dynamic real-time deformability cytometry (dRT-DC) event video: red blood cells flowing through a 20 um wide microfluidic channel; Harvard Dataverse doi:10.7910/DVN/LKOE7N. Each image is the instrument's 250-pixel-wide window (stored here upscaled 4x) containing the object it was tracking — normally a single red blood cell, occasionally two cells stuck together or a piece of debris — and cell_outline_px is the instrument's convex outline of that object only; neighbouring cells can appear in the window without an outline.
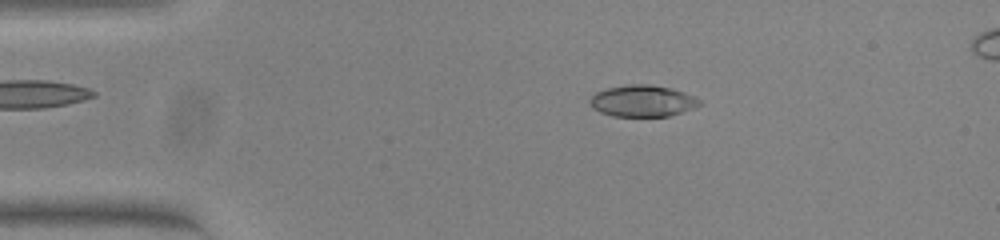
{"species": "common noctule bat (a hibernating species)", "species_latin": "Nyctalus noctula", "temperature_condition": "warm", "stored_images_in_passage": 54, "camera_frame_rate_fps": 3000, "um_per_image_px": 0.085, "animal": {"sex": "female", "body_mass_g": 23.0, "forearm_length_mm": 53.4}, "frame": {"image": 1, "passage_image": 10, "time_ms": 3.0, "image_size_px": [1000, 240], "cell_outline_px": [[700, 104], [692, 108], [668, 116], [612, 116], [600, 112], [592, 108], [592, 96], [596, 92], [608, 88], [628, 84], [648, 84], [672, 88], [696, 96], [700, 100]], "centroid_in_image_um": [54.63, 8.57], "position_along_channel_um": 30.4, "area_um2": 19.94}}
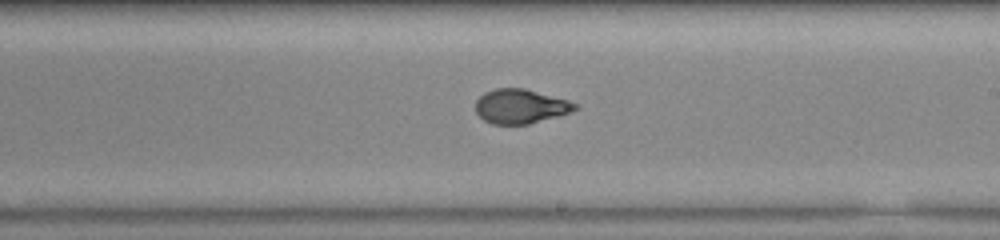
{"frame": {"image": 2, "passage_image": 31, "time_ms": 10.0, "image_size_px": [1000, 240], "cell_outline_px": [[576, 108], [568, 112], [556, 116], [528, 124], [492, 124], [484, 120], [476, 112], [476, 100], [484, 92], [496, 88], [524, 88], [568, 100], [576, 104]], "centroid_in_image_um": [44.19, 9.03], "position_along_channel_um": 244.8, "area_um2": 19.59}}
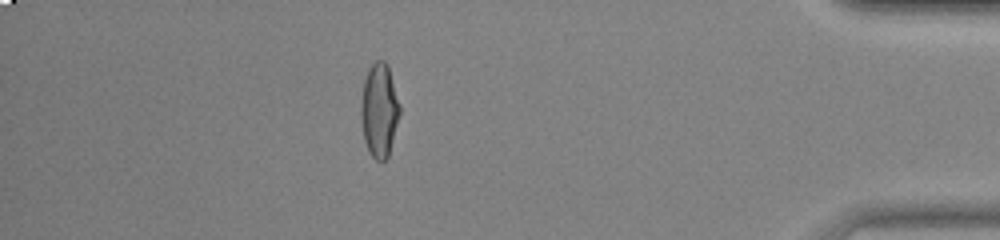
{"frame": {"image": 3, "passage_image": 47, "time_ms": 15.333, "image_size_px": [1000, 240], "cell_outline_px": [[400, 112], [388, 156], [384, 160], [376, 160], [368, 152], [364, 140], [360, 116], [360, 104], [364, 80], [368, 68], [376, 60], [384, 60], [388, 64], [400, 104]], "centroid_in_image_um": [32.22, 9.34], "position_along_channel_um": 403.0, "area_um2": 21.33}}